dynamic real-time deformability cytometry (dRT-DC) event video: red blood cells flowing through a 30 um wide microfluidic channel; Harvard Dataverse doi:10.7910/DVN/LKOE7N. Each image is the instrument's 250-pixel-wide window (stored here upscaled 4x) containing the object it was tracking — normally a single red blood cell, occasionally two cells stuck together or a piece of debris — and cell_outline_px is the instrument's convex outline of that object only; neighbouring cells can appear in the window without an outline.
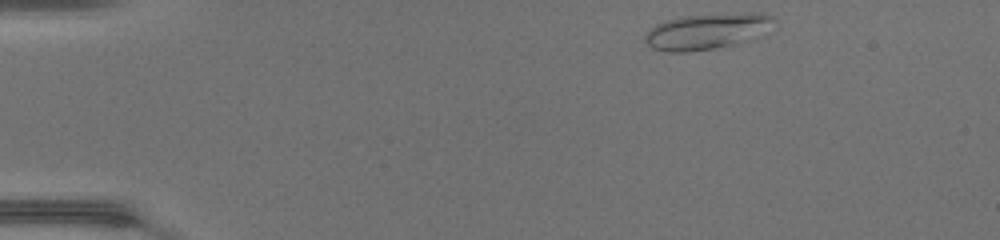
{"species": "common noctule bat (a hibernating species)", "species_latin": "Nyctalus noctula", "temperature_condition": "warm", "stored_images_in_passage": 41, "camera_frame_rate_fps": 3000, "um_per_image_px": 0.085, "animal": {"sex": "female", "body_mass_g": 17.0, "forearm_length_mm": 48.0}, "frame": {"image": 1, "passage_image": 1, "time_ms": 0.0, "image_size_px": [1000, 240], "cell_outline_px": [[776, 20], [736, 44], [688, 52], [668, 52], [652, 48], [644, 40], [644, 36], [656, 24], [668, 20], [684, 16], [744, 12], [752, 12], [772, 16]], "centroid_in_image_um": [59.95, 2.65], "position_along_channel_um": 25.1, "area_um2": 25.84}}
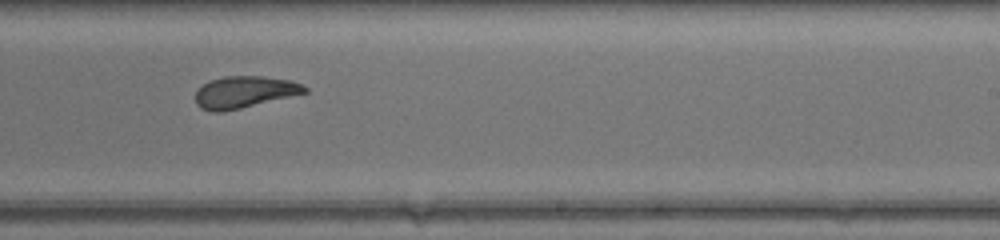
{"frame": {"image": 2, "passage_image": 24, "time_ms": 7.667, "image_size_px": [1000, 240], "cell_outline_px": [[308, 92], [224, 112], [212, 112], [200, 108], [196, 104], [196, 92], [208, 80], [224, 76], [260, 76], [288, 80], [300, 84], [308, 88]], "centroid_in_image_um": [20.74, 7.83], "position_along_channel_um": 268.3, "area_um2": 20.11}}
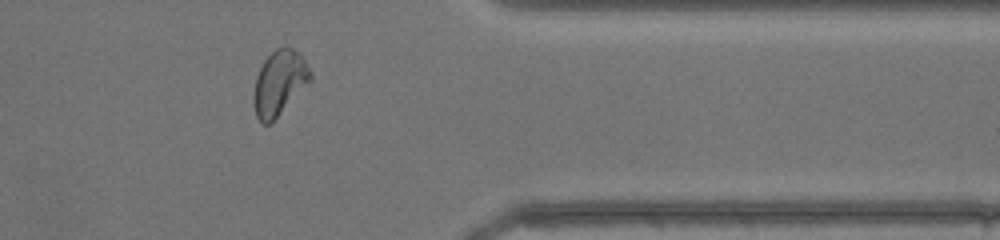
{"frame": {"image": 3, "passage_image": 33, "time_ms": 10.667, "image_size_px": [1000, 240], "cell_outline_px": [[312, 80], [272, 124], [264, 124], [256, 116], [252, 100], [252, 96], [256, 76], [264, 60], [276, 48], [292, 48], [304, 60], [312, 72]], "centroid_in_image_um": [23.73, 7.1], "position_along_channel_um": 387.7, "area_um2": 21.56}, "authors_computed_cell_mechanics": {"area_um2": 21.2704, "velocity_mm_per_s": 4.3867, "shape_relaxation_time_tau1_ms": 5.6817, "shape_relaxation_time_tau2_ms": 1.5596, "deformation_change_tau1": 0.2283, "deformation_change_tau2": 0.0921}}